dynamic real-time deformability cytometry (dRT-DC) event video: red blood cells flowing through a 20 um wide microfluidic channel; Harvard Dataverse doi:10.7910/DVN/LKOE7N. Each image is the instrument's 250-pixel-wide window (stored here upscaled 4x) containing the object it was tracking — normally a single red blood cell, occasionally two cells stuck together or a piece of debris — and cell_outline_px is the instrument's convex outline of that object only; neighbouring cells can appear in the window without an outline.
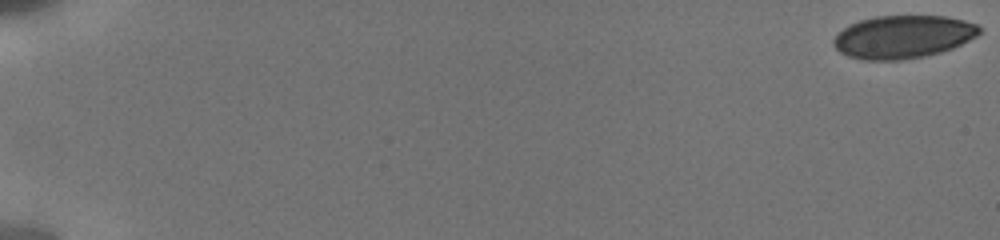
{"species": "human", "species_latin": "Homo sapiens", "temperature_condition": "cold", "stored_images_in_passage": 23, "camera_frame_rate_fps": 3000, "um_per_image_px": 0.085, "donor": {"sex": "male"}, "frame": {"image": 1, "passage_image": 1, "time_ms": 0.0, "image_size_px": [1000, 240], "cell_outline_px": [[980, 32], [976, 36], [952, 48], [940, 52], [924, 56], [904, 60], [864, 60], [848, 56], [840, 52], [832, 44], [832, 40], [844, 28], [860, 20], [876, 16], [944, 16], [964, 20], [976, 24], [980, 28]], "centroid_in_image_um": [76.74, 3.13], "position_along_channel_um": 8.3, "area_um2": 36.24}}
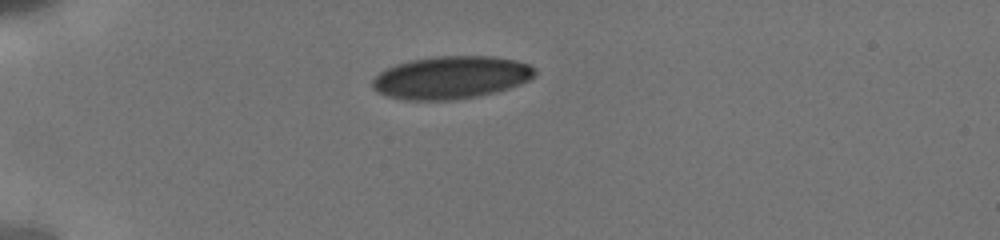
{"frame": {"image": 2, "passage_image": 17, "time_ms": 5.333, "image_size_px": [1000, 240], "cell_outline_px": [[536, 76], [520, 84], [496, 92], [480, 96], [452, 100], [404, 100], [388, 96], [376, 92], [372, 88], [372, 80], [384, 68], [396, 64], [412, 60], [436, 56], [492, 56], [516, 60], [528, 64], [536, 68]], "centroid_in_image_um": [38.34, 6.59], "position_along_channel_um": 46.7, "area_um2": 40.69}}
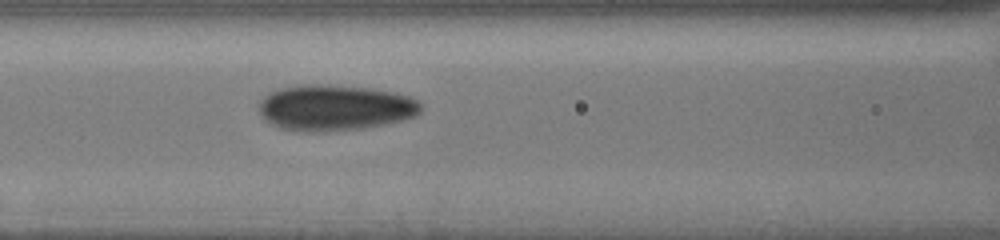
{"frame": {"image": 3, "passage_image": 23, "time_ms": 8.667, "image_size_px": [1000, 240], "cell_outline_px": [[424, 104], [420, 112], [416, 116], [404, 120], [364, 128], [324, 132], [300, 132], [280, 128], [268, 124], [264, 120], [260, 112], [260, 100], [268, 92], [280, 88], [308, 84], [328, 84], [368, 88], [392, 92], [408, 96]], "centroid_in_image_um": [28.45, 9.17], "position_along_channel_um": 138.2, "area_um2": 43.75}}